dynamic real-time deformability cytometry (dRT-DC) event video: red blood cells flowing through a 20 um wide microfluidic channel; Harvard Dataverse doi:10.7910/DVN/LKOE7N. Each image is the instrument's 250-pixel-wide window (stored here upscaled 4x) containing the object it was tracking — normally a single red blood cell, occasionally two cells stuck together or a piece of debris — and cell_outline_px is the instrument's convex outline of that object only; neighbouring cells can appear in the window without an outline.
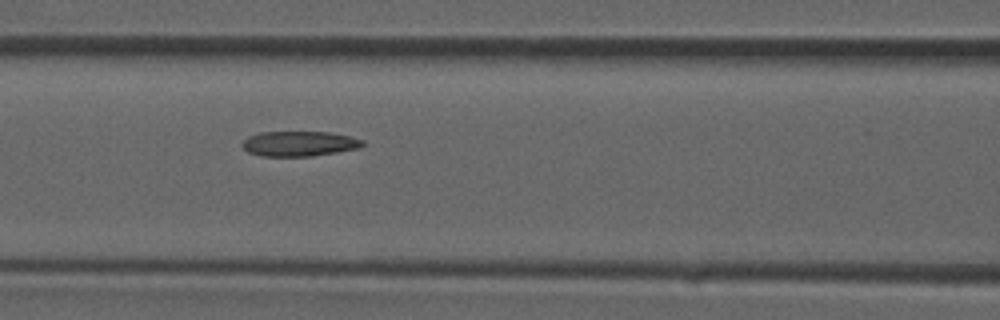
{"species": "common noctule bat (a hibernating species)", "species_latin": "Nyctalus noctula", "temperature_condition": "room temperature", "stored_images_in_passage": 37, "camera_frame_rate_fps": 3000, "um_per_image_px": 0.085, "animal": {"sex": "male", "forearm_length_mm": 52.5}, "frame": {"image": 1, "passage_image": 16, "time_ms": 5.0, "image_size_px": [1000, 320], "cell_outline_px": [[364, 144], [360, 148], [312, 156], [260, 156], [248, 152], [240, 144], [248, 136], [260, 132], [328, 132], [348, 136], [364, 140]], "centroid_in_image_um": [25.41, 12.21], "position_along_channel_um": 141.2, "area_um2": 17.57}}